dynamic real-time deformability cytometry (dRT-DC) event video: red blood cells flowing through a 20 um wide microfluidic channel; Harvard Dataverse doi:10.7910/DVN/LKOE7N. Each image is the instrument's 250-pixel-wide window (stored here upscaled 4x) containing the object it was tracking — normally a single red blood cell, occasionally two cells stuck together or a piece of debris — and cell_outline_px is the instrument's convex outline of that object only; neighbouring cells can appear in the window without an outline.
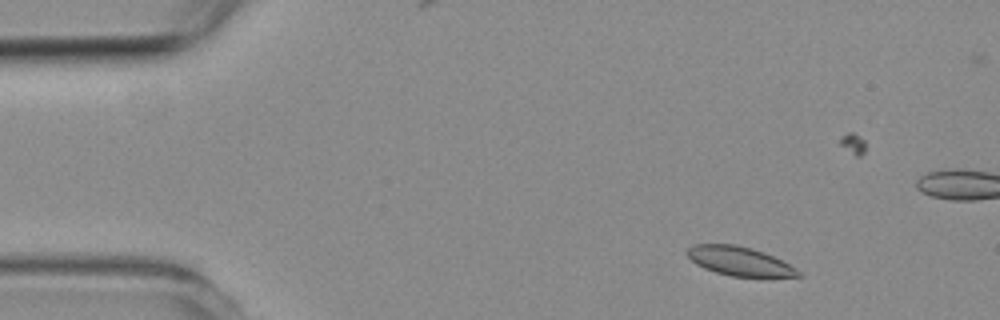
{"species": "common noctule bat (a hibernating species)", "species_latin": "Nyctalus noctula", "temperature_condition": "room temperature", "stored_images_in_passage": 5, "camera_frame_rate_fps": 3000, "um_per_image_px": 0.085, "animal": {"sex": "female", "body_mass_g": 19.3, "forearm_length_mm": 54.1}, "frame": {"image": 1, "passage_image": 2, "time_ms": 1.0, "image_size_px": [1000, 320], "cell_outline_px": [[804, 276], [732, 276], [716, 272], [704, 268], [696, 264], [684, 252], [692, 244], [736, 244], [752, 248], [764, 252], [796, 268]], "centroid_in_image_um": [62.81, 22.18], "position_along_channel_um": 22.2, "area_um2": 18.55}}